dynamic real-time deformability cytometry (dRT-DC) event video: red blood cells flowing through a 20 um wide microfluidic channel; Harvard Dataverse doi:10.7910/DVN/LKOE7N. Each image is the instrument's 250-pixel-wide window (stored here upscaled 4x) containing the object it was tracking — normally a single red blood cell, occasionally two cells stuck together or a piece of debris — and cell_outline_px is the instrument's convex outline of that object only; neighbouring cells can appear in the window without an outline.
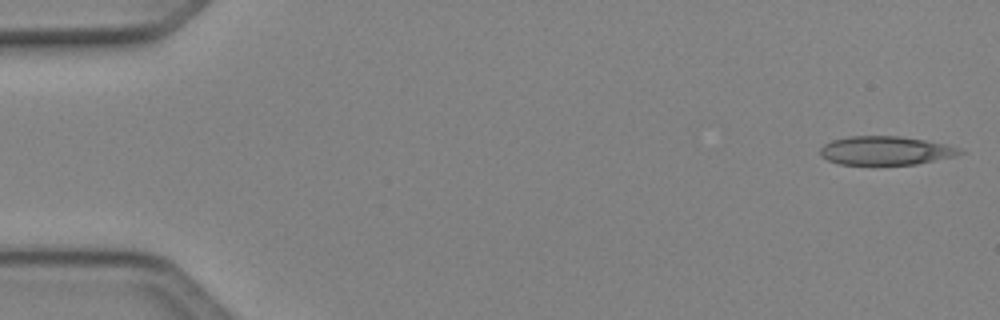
{"species": "Egyptian fruit bat (a non-hibernating species)", "species_latin": "Rousettus aegyptiacus", "temperature_condition": "cold", "stored_images_in_passage": 13, "camera_frame_rate_fps": 3000, "um_per_image_px": 0.085, "animal": {"sex": "female"}, "frame": {"image": 1, "passage_image": 1, "time_ms": 0.0, "image_size_px": [1000, 320], "cell_outline_px": [[968, 152], [956, 156], [916, 164], [840, 164], [828, 160], [820, 156], [820, 148], [824, 144], [832, 140], [848, 136], [900, 136], [924, 140], [944, 144], [960, 148]], "centroid_in_image_um": [75.29, 12.79], "position_along_channel_um": 9.7, "area_um2": 23.35}}